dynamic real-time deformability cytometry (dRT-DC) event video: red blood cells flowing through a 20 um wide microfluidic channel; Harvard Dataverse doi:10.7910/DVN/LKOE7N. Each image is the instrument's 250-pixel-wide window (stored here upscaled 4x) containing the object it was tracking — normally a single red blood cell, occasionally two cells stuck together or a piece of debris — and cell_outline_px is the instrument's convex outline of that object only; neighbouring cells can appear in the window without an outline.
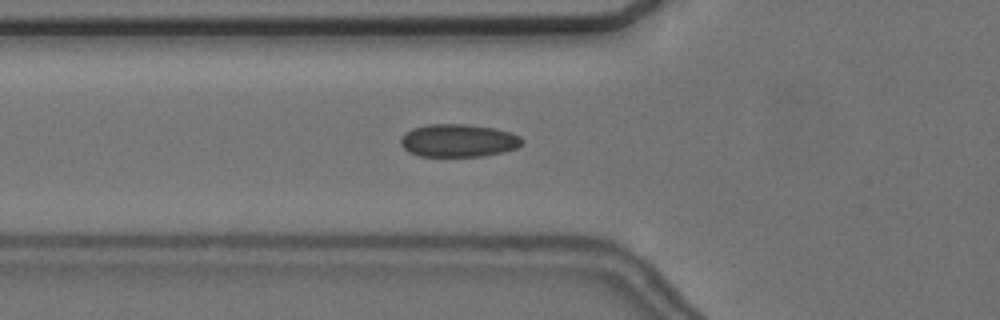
{"species": "common noctule bat (a hibernating species)", "species_latin": "Nyctalus noctula", "temperature_condition": "cold", "stored_images_in_passage": 35, "camera_frame_rate_fps": 3000, "um_per_image_px": 0.085, "animal": {"sex": "female", "body_mass_g": 24.6, "forearm_length_mm": 56.2}, "frame": {"image": 1, "passage_image": 20, "time_ms": 6.333, "image_size_px": [1000, 320], "cell_outline_px": [[524, 144], [516, 148], [504, 152], [484, 156], [420, 156], [408, 152], [400, 144], [400, 140], [404, 132], [412, 128], [428, 124], [464, 124], [496, 128], [520, 136], [524, 140]], "centroid_in_image_um": [38.96, 11.95], "position_along_channel_um": 86.8, "area_um2": 23.47}}
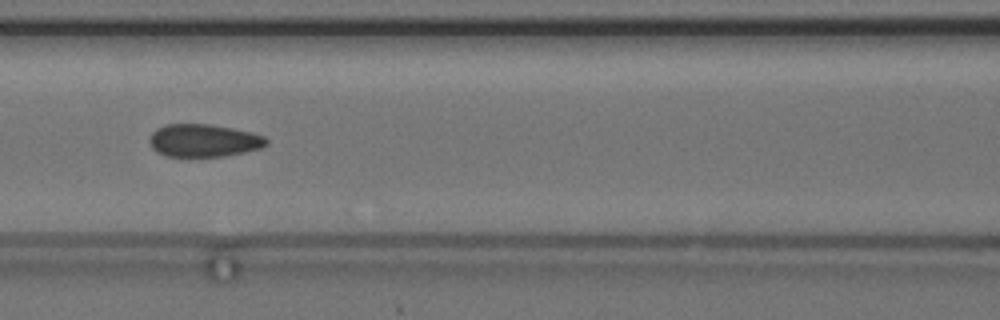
{"frame": {"image": 2, "passage_image": 25, "time_ms": 8.0, "image_size_px": [1000, 320], "cell_outline_px": [[268, 144], [260, 148], [244, 152], [224, 156], [188, 160], [168, 156], [156, 152], [152, 148], [148, 140], [152, 132], [156, 128], [168, 124], [208, 124], [232, 128], [252, 132], [264, 136], [268, 140]], "centroid_in_image_um": [17.27, 11.99], "position_along_channel_um": 149.3, "area_um2": 23.12}}